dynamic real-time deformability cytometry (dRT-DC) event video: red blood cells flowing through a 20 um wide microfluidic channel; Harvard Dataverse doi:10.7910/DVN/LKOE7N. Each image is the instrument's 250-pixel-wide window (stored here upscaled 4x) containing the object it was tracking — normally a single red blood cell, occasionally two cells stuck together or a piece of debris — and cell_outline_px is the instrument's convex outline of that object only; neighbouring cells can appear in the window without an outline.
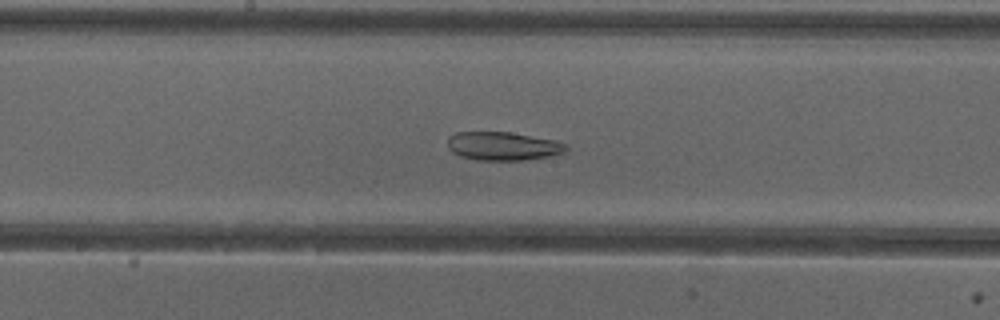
{"species": "common noctule bat (a hibernating species)", "species_latin": "Nyctalus noctula", "temperature_condition": "cold", "stored_images_in_passage": 51, "segment_of_instrument_passage": [2, 2], "camera_frame_rate_fps": 3000, "um_per_image_px": 0.085, "animal": {"sex": "female"}, "frame": {"image": 1, "passage_image": 27, "time_ms": 8.667, "image_size_px": [1000, 320], "cell_outline_px": [[568, 148], [564, 152], [548, 156], [524, 160], [480, 160], [460, 156], [452, 152], [448, 148], [448, 136], [456, 132], [508, 132], [556, 140], [568, 144]], "centroid_in_image_um": [42.75, 12.41], "position_along_channel_um": 205.5, "area_um2": 19.65}}
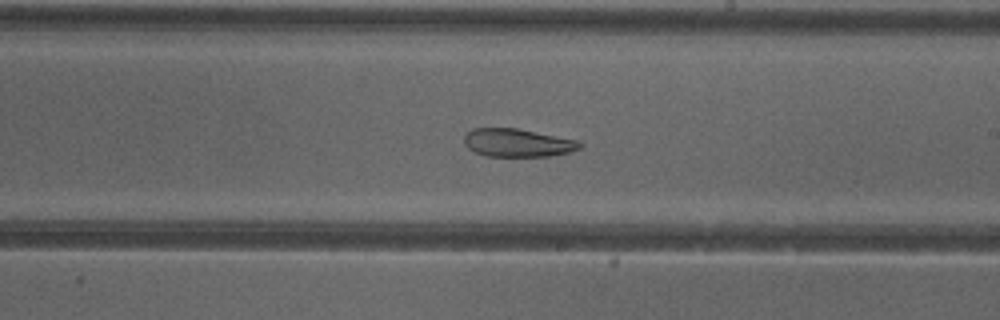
{"frame": {"image": 2, "passage_image": 30, "time_ms": 9.667, "image_size_px": [1000, 320], "cell_outline_px": [[584, 144], [580, 148], [572, 152], [548, 156], [484, 156], [468, 148], [464, 144], [464, 136], [472, 128], [516, 128], [580, 140]], "centroid_in_image_um": [44.03, 12.13], "position_along_channel_um": 245.0, "area_um2": 19.13}}
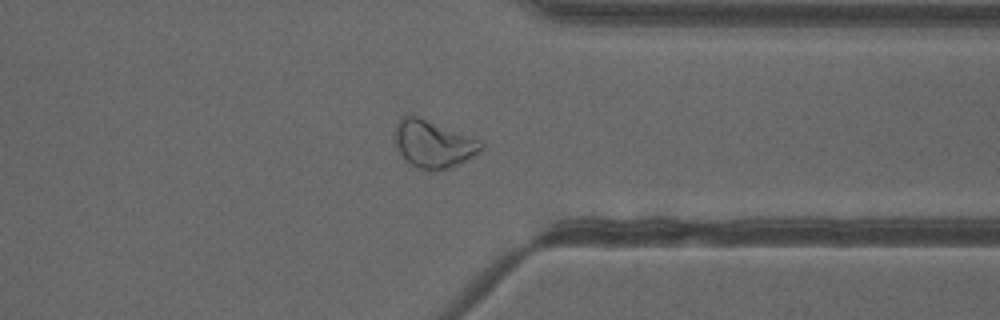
{"frame": {"image": 3, "passage_image": 40, "time_ms": 13.0, "image_size_px": [1000, 320], "cell_outline_px": [[484, 148], [472, 156], [448, 168], [420, 168], [408, 164], [400, 152], [392, 136], [396, 124], [400, 116], [416, 116], [480, 140], [484, 144]], "centroid_in_image_um": [36.77, 12.21], "position_along_channel_um": 374.6, "area_um2": 23.18}}